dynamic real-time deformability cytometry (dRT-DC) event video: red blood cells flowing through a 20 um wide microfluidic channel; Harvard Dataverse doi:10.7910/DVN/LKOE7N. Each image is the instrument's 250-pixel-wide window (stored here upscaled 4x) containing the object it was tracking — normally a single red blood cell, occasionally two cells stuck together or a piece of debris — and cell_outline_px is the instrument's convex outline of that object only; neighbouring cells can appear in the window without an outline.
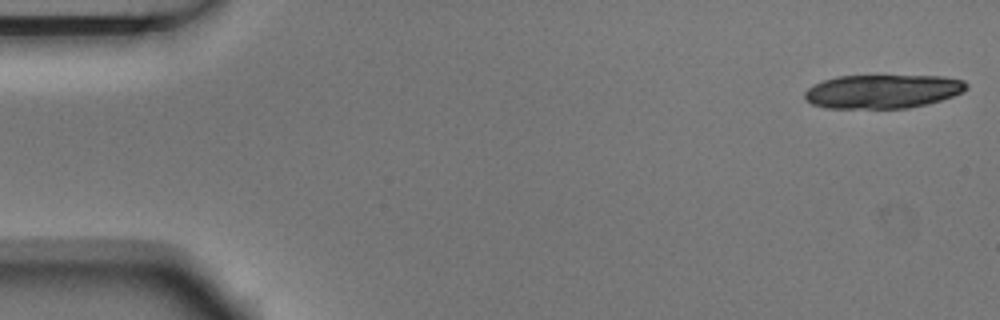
{"species": "Egyptian fruit bat (a non-hibernating species)", "species_latin": "Rousettus aegyptiacus", "temperature_condition": "room temperature", "stored_images_in_passage": 6, "camera_frame_rate_fps": 3000, "um_per_image_px": 0.085, "animal": {"sex": "male"}, "frame": {"image": 1, "passage_image": 1, "time_ms": 0.0, "image_size_px": [1000, 320], "cell_outline_px": [[968, 88], [964, 92], [940, 100], [908, 108], [828, 108], [812, 104], [804, 96], [804, 92], [812, 84], [836, 76], [944, 76], [964, 80], [968, 84]], "centroid_in_image_um": [75.03, 7.76], "position_along_channel_um": 10.0, "area_um2": 31.85}}
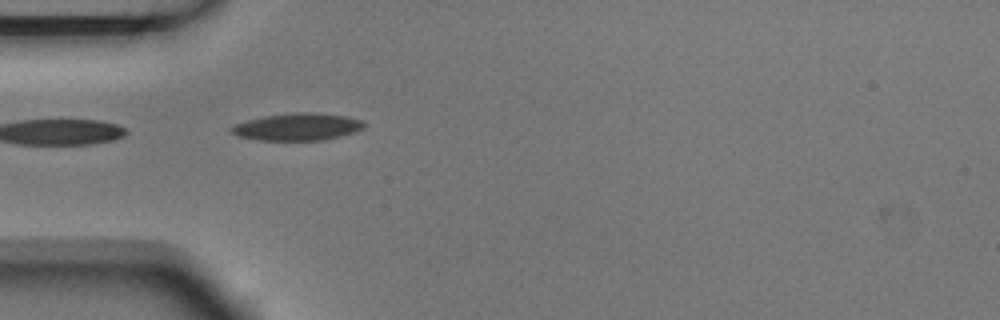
{"frame": {"image": 2, "passage_image": 5, "time_ms": 1.333, "image_size_px": [1000, 320], "cell_outline_px": [[364, 128], [356, 132], [340, 136], [320, 140], [260, 140], [236, 136], [228, 128], [236, 124], [248, 120], [264, 116], [296, 112], [312, 112], [344, 116], [364, 120]], "centroid_in_image_um": [25.29, 10.78], "position_along_channel_um": 59.7, "area_um2": 20.98}}